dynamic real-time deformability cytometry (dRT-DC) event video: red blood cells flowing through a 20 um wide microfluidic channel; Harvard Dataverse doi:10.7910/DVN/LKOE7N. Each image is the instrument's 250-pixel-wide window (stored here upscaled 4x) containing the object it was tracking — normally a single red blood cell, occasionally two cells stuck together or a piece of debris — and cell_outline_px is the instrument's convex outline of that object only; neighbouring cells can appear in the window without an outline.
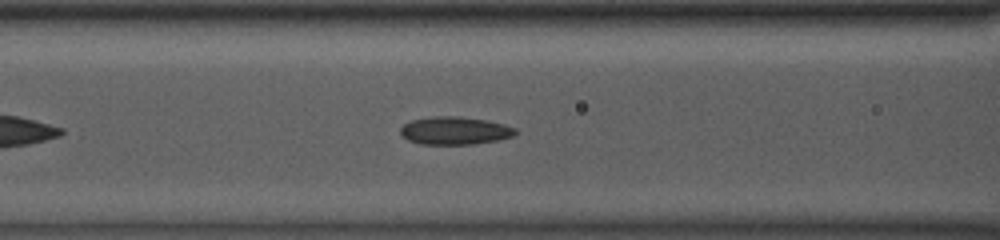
{"species": "common noctule bat (a hibernating species)", "species_latin": "Nyctalus noctula", "temperature_condition": "room temperature", "stored_images_in_passage": 39, "camera_frame_rate_fps": 3000, "um_per_image_px": 0.085, "animal": {"sex": "male", "body_mass_g": 13.0, "forearm_length_mm": 53.1}, "frame": {"image": 1, "passage_image": 9, "time_ms": 2.667, "image_size_px": [1000, 240], "cell_outline_px": [[520, 132], [512, 136], [496, 140], [472, 144], [420, 144], [408, 140], [400, 132], [400, 128], [404, 124], [412, 120], [432, 116], [456, 116], [484, 120], [504, 124], [516, 128]], "centroid_in_image_um": [38.66, 11.1], "position_along_channel_um": 127.9, "area_um2": 18.55}}
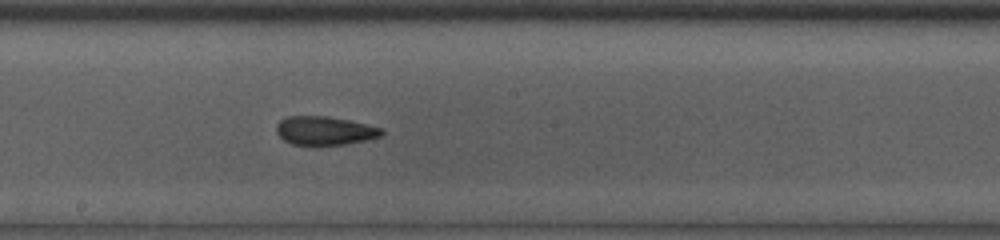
{"frame": {"image": 2, "passage_image": 16, "time_ms": 5.0, "image_size_px": [1000, 240], "cell_outline_px": [[384, 132], [380, 136], [368, 140], [348, 144], [292, 144], [284, 140], [276, 132], [276, 124], [280, 120], [288, 116], [324, 116], [348, 120], [384, 128]], "centroid_in_image_um": [27.62, 11.1], "position_along_channel_um": 220.6, "area_um2": 17.46}}
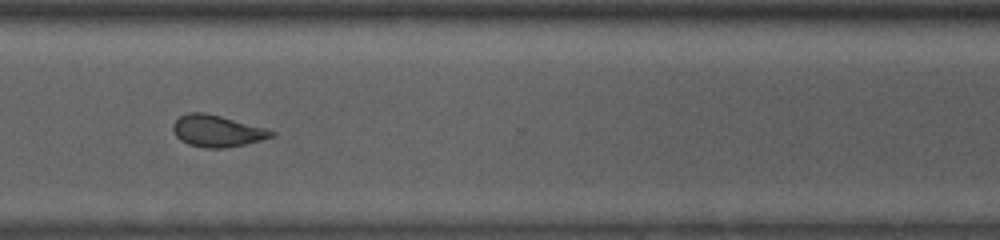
{"frame": {"image": 3, "passage_image": 26, "time_ms": 8.333, "image_size_px": [1000, 240], "cell_outline_px": [[276, 136], [244, 144], [224, 148], [204, 148], [188, 144], [180, 140], [176, 136], [172, 128], [172, 124], [180, 116], [188, 112], [204, 112], [268, 128], [276, 132]], "centroid_in_image_um": [18.46, 11.13], "position_along_channel_um": 352.1, "area_um2": 18.26}, "authors_computed_cell_mechanics": {"area_um2": 18.5538, "velocity_mm_per_s": 3.9663, "shape_relaxation_time_tau1_ms": null, "shape_relaxation_time_tau2_ms": 1.737, "deformation_change_tau1": null, "deformation_change_tau2": 0.0848}}